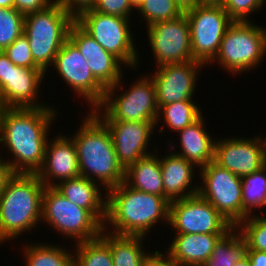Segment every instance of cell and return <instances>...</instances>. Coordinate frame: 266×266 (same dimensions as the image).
<instances>
[{
	"label": "cell",
	"mask_w": 266,
	"mask_h": 266,
	"mask_svg": "<svg viewBox=\"0 0 266 266\" xmlns=\"http://www.w3.org/2000/svg\"><path fill=\"white\" fill-rule=\"evenodd\" d=\"M74 266H113L110 246L101 238L76 243Z\"/></svg>",
	"instance_id": "4dcf8cb0"
},
{
	"label": "cell",
	"mask_w": 266,
	"mask_h": 266,
	"mask_svg": "<svg viewBox=\"0 0 266 266\" xmlns=\"http://www.w3.org/2000/svg\"><path fill=\"white\" fill-rule=\"evenodd\" d=\"M201 3H207V4H220L222 0H200Z\"/></svg>",
	"instance_id": "7dc6e473"
},
{
	"label": "cell",
	"mask_w": 266,
	"mask_h": 266,
	"mask_svg": "<svg viewBox=\"0 0 266 266\" xmlns=\"http://www.w3.org/2000/svg\"><path fill=\"white\" fill-rule=\"evenodd\" d=\"M92 9L100 13L127 19L130 18L132 10H135L130 6L128 0H95V5Z\"/></svg>",
	"instance_id": "8d00e7d4"
},
{
	"label": "cell",
	"mask_w": 266,
	"mask_h": 266,
	"mask_svg": "<svg viewBox=\"0 0 266 266\" xmlns=\"http://www.w3.org/2000/svg\"><path fill=\"white\" fill-rule=\"evenodd\" d=\"M145 266H178L169 260L162 252L156 250Z\"/></svg>",
	"instance_id": "ab89813d"
},
{
	"label": "cell",
	"mask_w": 266,
	"mask_h": 266,
	"mask_svg": "<svg viewBox=\"0 0 266 266\" xmlns=\"http://www.w3.org/2000/svg\"><path fill=\"white\" fill-rule=\"evenodd\" d=\"M237 230V231H236ZM234 227L215 245L211 257L202 266H234L247 256V243Z\"/></svg>",
	"instance_id": "4316f807"
},
{
	"label": "cell",
	"mask_w": 266,
	"mask_h": 266,
	"mask_svg": "<svg viewBox=\"0 0 266 266\" xmlns=\"http://www.w3.org/2000/svg\"><path fill=\"white\" fill-rule=\"evenodd\" d=\"M242 220L252 216L254 208L266 207V165L241 178Z\"/></svg>",
	"instance_id": "f1b7e54d"
},
{
	"label": "cell",
	"mask_w": 266,
	"mask_h": 266,
	"mask_svg": "<svg viewBox=\"0 0 266 266\" xmlns=\"http://www.w3.org/2000/svg\"><path fill=\"white\" fill-rule=\"evenodd\" d=\"M10 165L0 158V192L5 188L6 182L13 176Z\"/></svg>",
	"instance_id": "b9f144b4"
},
{
	"label": "cell",
	"mask_w": 266,
	"mask_h": 266,
	"mask_svg": "<svg viewBox=\"0 0 266 266\" xmlns=\"http://www.w3.org/2000/svg\"><path fill=\"white\" fill-rule=\"evenodd\" d=\"M121 80L114 86L106 88L102 103L91 111L101 121H146L157 123L159 108L152 78L149 76L141 77L135 81L129 90H125V93L115 96V91L118 90Z\"/></svg>",
	"instance_id": "8992f818"
},
{
	"label": "cell",
	"mask_w": 266,
	"mask_h": 266,
	"mask_svg": "<svg viewBox=\"0 0 266 266\" xmlns=\"http://www.w3.org/2000/svg\"><path fill=\"white\" fill-rule=\"evenodd\" d=\"M163 114L167 127L172 131H180L193 124L203 114L200 107L193 101H178L163 105L158 112L157 123Z\"/></svg>",
	"instance_id": "f546056e"
},
{
	"label": "cell",
	"mask_w": 266,
	"mask_h": 266,
	"mask_svg": "<svg viewBox=\"0 0 266 266\" xmlns=\"http://www.w3.org/2000/svg\"><path fill=\"white\" fill-rule=\"evenodd\" d=\"M53 66L73 92L93 106L92 110L102 103L106 88L93 76L88 61L69 39L55 56Z\"/></svg>",
	"instance_id": "9a60e30c"
},
{
	"label": "cell",
	"mask_w": 266,
	"mask_h": 266,
	"mask_svg": "<svg viewBox=\"0 0 266 266\" xmlns=\"http://www.w3.org/2000/svg\"><path fill=\"white\" fill-rule=\"evenodd\" d=\"M226 234H176L164 255L178 266H202Z\"/></svg>",
	"instance_id": "44dd1931"
},
{
	"label": "cell",
	"mask_w": 266,
	"mask_h": 266,
	"mask_svg": "<svg viewBox=\"0 0 266 266\" xmlns=\"http://www.w3.org/2000/svg\"><path fill=\"white\" fill-rule=\"evenodd\" d=\"M109 129L119 163L124 169L151 154L147 146L156 122L102 121Z\"/></svg>",
	"instance_id": "d6986e66"
},
{
	"label": "cell",
	"mask_w": 266,
	"mask_h": 266,
	"mask_svg": "<svg viewBox=\"0 0 266 266\" xmlns=\"http://www.w3.org/2000/svg\"><path fill=\"white\" fill-rule=\"evenodd\" d=\"M124 183L137 191L164 197L159 156L151 153L127 167Z\"/></svg>",
	"instance_id": "d4e9b609"
},
{
	"label": "cell",
	"mask_w": 266,
	"mask_h": 266,
	"mask_svg": "<svg viewBox=\"0 0 266 266\" xmlns=\"http://www.w3.org/2000/svg\"><path fill=\"white\" fill-rule=\"evenodd\" d=\"M52 140L47 142L43 165L36 174L45 187H54L56 179L60 183L80 176L77 149L72 138L57 135Z\"/></svg>",
	"instance_id": "ffe728a7"
},
{
	"label": "cell",
	"mask_w": 266,
	"mask_h": 266,
	"mask_svg": "<svg viewBox=\"0 0 266 266\" xmlns=\"http://www.w3.org/2000/svg\"><path fill=\"white\" fill-rule=\"evenodd\" d=\"M177 7L182 13L193 10L198 5L202 4L200 0H174Z\"/></svg>",
	"instance_id": "7bdbcfd3"
},
{
	"label": "cell",
	"mask_w": 266,
	"mask_h": 266,
	"mask_svg": "<svg viewBox=\"0 0 266 266\" xmlns=\"http://www.w3.org/2000/svg\"><path fill=\"white\" fill-rule=\"evenodd\" d=\"M99 185L96 181L79 176L61 181L54 188L70 202L89 210L104 225L107 215V196L103 197Z\"/></svg>",
	"instance_id": "603a6c76"
},
{
	"label": "cell",
	"mask_w": 266,
	"mask_h": 266,
	"mask_svg": "<svg viewBox=\"0 0 266 266\" xmlns=\"http://www.w3.org/2000/svg\"><path fill=\"white\" fill-rule=\"evenodd\" d=\"M45 74L42 69L14 65L4 51H0V96L5 108L52 107L37 101Z\"/></svg>",
	"instance_id": "4fadbf2b"
},
{
	"label": "cell",
	"mask_w": 266,
	"mask_h": 266,
	"mask_svg": "<svg viewBox=\"0 0 266 266\" xmlns=\"http://www.w3.org/2000/svg\"><path fill=\"white\" fill-rule=\"evenodd\" d=\"M265 0H222L220 5L233 21H249V14L263 6Z\"/></svg>",
	"instance_id": "d590c367"
},
{
	"label": "cell",
	"mask_w": 266,
	"mask_h": 266,
	"mask_svg": "<svg viewBox=\"0 0 266 266\" xmlns=\"http://www.w3.org/2000/svg\"><path fill=\"white\" fill-rule=\"evenodd\" d=\"M41 220L76 243L96 239L104 229L89 210L70 202L54 187H45L43 192Z\"/></svg>",
	"instance_id": "ba28073f"
},
{
	"label": "cell",
	"mask_w": 266,
	"mask_h": 266,
	"mask_svg": "<svg viewBox=\"0 0 266 266\" xmlns=\"http://www.w3.org/2000/svg\"><path fill=\"white\" fill-rule=\"evenodd\" d=\"M0 7L14 8V0H0Z\"/></svg>",
	"instance_id": "ee69618b"
},
{
	"label": "cell",
	"mask_w": 266,
	"mask_h": 266,
	"mask_svg": "<svg viewBox=\"0 0 266 266\" xmlns=\"http://www.w3.org/2000/svg\"><path fill=\"white\" fill-rule=\"evenodd\" d=\"M240 228V229H239ZM238 232L247 243L248 250L266 252V216H248L237 226Z\"/></svg>",
	"instance_id": "d6a6232c"
},
{
	"label": "cell",
	"mask_w": 266,
	"mask_h": 266,
	"mask_svg": "<svg viewBox=\"0 0 266 266\" xmlns=\"http://www.w3.org/2000/svg\"><path fill=\"white\" fill-rule=\"evenodd\" d=\"M75 18L55 0L45 9L25 15L24 35L34 62L46 73L55 56L68 40L70 26Z\"/></svg>",
	"instance_id": "5b68a950"
},
{
	"label": "cell",
	"mask_w": 266,
	"mask_h": 266,
	"mask_svg": "<svg viewBox=\"0 0 266 266\" xmlns=\"http://www.w3.org/2000/svg\"><path fill=\"white\" fill-rule=\"evenodd\" d=\"M185 14L190 26L193 59L210 64L233 20L220 4L202 3Z\"/></svg>",
	"instance_id": "30bf717a"
},
{
	"label": "cell",
	"mask_w": 266,
	"mask_h": 266,
	"mask_svg": "<svg viewBox=\"0 0 266 266\" xmlns=\"http://www.w3.org/2000/svg\"><path fill=\"white\" fill-rule=\"evenodd\" d=\"M88 114L71 137L77 149L80 176L92 181L96 177L100 187L103 185L108 191L124 182L125 169L118 161L107 126L91 109Z\"/></svg>",
	"instance_id": "3957f363"
},
{
	"label": "cell",
	"mask_w": 266,
	"mask_h": 266,
	"mask_svg": "<svg viewBox=\"0 0 266 266\" xmlns=\"http://www.w3.org/2000/svg\"><path fill=\"white\" fill-rule=\"evenodd\" d=\"M56 111L52 107L5 108L0 117V143L14 156L6 161L14 174H37L41 169Z\"/></svg>",
	"instance_id": "6da1fadb"
},
{
	"label": "cell",
	"mask_w": 266,
	"mask_h": 266,
	"mask_svg": "<svg viewBox=\"0 0 266 266\" xmlns=\"http://www.w3.org/2000/svg\"><path fill=\"white\" fill-rule=\"evenodd\" d=\"M129 1V3H130V6L132 7V8H135V10L137 9H139L140 8V6L143 4V2H144V0H128Z\"/></svg>",
	"instance_id": "f6af8a7d"
},
{
	"label": "cell",
	"mask_w": 266,
	"mask_h": 266,
	"mask_svg": "<svg viewBox=\"0 0 266 266\" xmlns=\"http://www.w3.org/2000/svg\"><path fill=\"white\" fill-rule=\"evenodd\" d=\"M200 170L203 184L198 194L236 227L242 221L241 178L214 161Z\"/></svg>",
	"instance_id": "8fae6325"
},
{
	"label": "cell",
	"mask_w": 266,
	"mask_h": 266,
	"mask_svg": "<svg viewBox=\"0 0 266 266\" xmlns=\"http://www.w3.org/2000/svg\"><path fill=\"white\" fill-rule=\"evenodd\" d=\"M25 246L26 266H74L71 250L69 252L63 247L34 242Z\"/></svg>",
	"instance_id": "83f0119b"
},
{
	"label": "cell",
	"mask_w": 266,
	"mask_h": 266,
	"mask_svg": "<svg viewBox=\"0 0 266 266\" xmlns=\"http://www.w3.org/2000/svg\"><path fill=\"white\" fill-rule=\"evenodd\" d=\"M130 19L88 9L81 12L75 22L107 52L127 67H137L139 54L133 41ZM131 30V31H130Z\"/></svg>",
	"instance_id": "9c48e42d"
},
{
	"label": "cell",
	"mask_w": 266,
	"mask_h": 266,
	"mask_svg": "<svg viewBox=\"0 0 266 266\" xmlns=\"http://www.w3.org/2000/svg\"><path fill=\"white\" fill-rule=\"evenodd\" d=\"M169 225L175 234H227L234 228L199 194L170 202Z\"/></svg>",
	"instance_id": "7c38bea8"
},
{
	"label": "cell",
	"mask_w": 266,
	"mask_h": 266,
	"mask_svg": "<svg viewBox=\"0 0 266 266\" xmlns=\"http://www.w3.org/2000/svg\"><path fill=\"white\" fill-rule=\"evenodd\" d=\"M159 160L164 197L169 202L198 194L199 186L195 185L194 188H190L192 180L195 178L194 168L197 166L175 152L167 154Z\"/></svg>",
	"instance_id": "7402d4cb"
},
{
	"label": "cell",
	"mask_w": 266,
	"mask_h": 266,
	"mask_svg": "<svg viewBox=\"0 0 266 266\" xmlns=\"http://www.w3.org/2000/svg\"><path fill=\"white\" fill-rule=\"evenodd\" d=\"M24 20L25 15L15 8L0 7V51L23 34Z\"/></svg>",
	"instance_id": "1f68e13d"
},
{
	"label": "cell",
	"mask_w": 266,
	"mask_h": 266,
	"mask_svg": "<svg viewBox=\"0 0 266 266\" xmlns=\"http://www.w3.org/2000/svg\"><path fill=\"white\" fill-rule=\"evenodd\" d=\"M147 26L153 23L172 20L183 14L174 0H144L138 9Z\"/></svg>",
	"instance_id": "836d02e7"
},
{
	"label": "cell",
	"mask_w": 266,
	"mask_h": 266,
	"mask_svg": "<svg viewBox=\"0 0 266 266\" xmlns=\"http://www.w3.org/2000/svg\"><path fill=\"white\" fill-rule=\"evenodd\" d=\"M234 266H250L248 257H244L240 261L235 262Z\"/></svg>",
	"instance_id": "bcb514c9"
},
{
	"label": "cell",
	"mask_w": 266,
	"mask_h": 266,
	"mask_svg": "<svg viewBox=\"0 0 266 266\" xmlns=\"http://www.w3.org/2000/svg\"><path fill=\"white\" fill-rule=\"evenodd\" d=\"M45 186L36 174H13L0 192V243L35 228Z\"/></svg>",
	"instance_id": "277c9868"
},
{
	"label": "cell",
	"mask_w": 266,
	"mask_h": 266,
	"mask_svg": "<svg viewBox=\"0 0 266 266\" xmlns=\"http://www.w3.org/2000/svg\"><path fill=\"white\" fill-rule=\"evenodd\" d=\"M203 66L197 60L157 66L158 70L151 78L155 85L158 108L173 102L192 101L198 69Z\"/></svg>",
	"instance_id": "e0dca14e"
},
{
	"label": "cell",
	"mask_w": 266,
	"mask_h": 266,
	"mask_svg": "<svg viewBox=\"0 0 266 266\" xmlns=\"http://www.w3.org/2000/svg\"><path fill=\"white\" fill-rule=\"evenodd\" d=\"M52 0H14V8L23 15L45 9Z\"/></svg>",
	"instance_id": "f35d334b"
},
{
	"label": "cell",
	"mask_w": 266,
	"mask_h": 266,
	"mask_svg": "<svg viewBox=\"0 0 266 266\" xmlns=\"http://www.w3.org/2000/svg\"><path fill=\"white\" fill-rule=\"evenodd\" d=\"M105 194L107 215L104 229L111 225L113 231L110 233L146 237L158 221L169 224L170 202L163 196L137 191L124 182Z\"/></svg>",
	"instance_id": "7a4b0ae2"
},
{
	"label": "cell",
	"mask_w": 266,
	"mask_h": 266,
	"mask_svg": "<svg viewBox=\"0 0 266 266\" xmlns=\"http://www.w3.org/2000/svg\"><path fill=\"white\" fill-rule=\"evenodd\" d=\"M204 124V117L201 116L193 124L178 131L181 152H176L200 169L214 161L215 151V141L207 133Z\"/></svg>",
	"instance_id": "cb8c5ba5"
},
{
	"label": "cell",
	"mask_w": 266,
	"mask_h": 266,
	"mask_svg": "<svg viewBox=\"0 0 266 266\" xmlns=\"http://www.w3.org/2000/svg\"><path fill=\"white\" fill-rule=\"evenodd\" d=\"M100 237L110 246L113 266H145L153 255L143 250L144 236L118 235L103 229Z\"/></svg>",
	"instance_id": "484cf974"
},
{
	"label": "cell",
	"mask_w": 266,
	"mask_h": 266,
	"mask_svg": "<svg viewBox=\"0 0 266 266\" xmlns=\"http://www.w3.org/2000/svg\"><path fill=\"white\" fill-rule=\"evenodd\" d=\"M156 66L192 61L190 26L187 15L147 26Z\"/></svg>",
	"instance_id": "5bb4252c"
},
{
	"label": "cell",
	"mask_w": 266,
	"mask_h": 266,
	"mask_svg": "<svg viewBox=\"0 0 266 266\" xmlns=\"http://www.w3.org/2000/svg\"><path fill=\"white\" fill-rule=\"evenodd\" d=\"M3 51L16 66L41 69L32 58L29 40L24 33Z\"/></svg>",
	"instance_id": "e575fe53"
},
{
	"label": "cell",
	"mask_w": 266,
	"mask_h": 266,
	"mask_svg": "<svg viewBox=\"0 0 266 266\" xmlns=\"http://www.w3.org/2000/svg\"><path fill=\"white\" fill-rule=\"evenodd\" d=\"M66 12L76 18L81 12L92 9L95 0H55Z\"/></svg>",
	"instance_id": "74e56055"
},
{
	"label": "cell",
	"mask_w": 266,
	"mask_h": 266,
	"mask_svg": "<svg viewBox=\"0 0 266 266\" xmlns=\"http://www.w3.org/2000/svg\"><path fill=\"white\" fill-rule=\"evenodd\" d=\"M5 110V106L2 102L1 96H0V117L3 114V111Z\"/></svg>",
	"instance_id": "c3c4849f"
},
{
	"label": "cell",
	"mask_w": 266,
	"mask_h": 266,
	"mask_svg": "<svg viewBox=\"0 0 266 266\" xmlns=\"http://www.w3.org/2000/svg\"><path fill=\"white\" fill-rule=\"evenodd\" d=\"M224 139L215 140L214 162L220 167L242 178L266 165V137Z\"/></svg>",
	"instance_id": "2e32d148"
},
{
	"label": "cell",
	"mask_w": 266,
	"mask_h": 266,
	"mask_svg": "<svg viewBox=\"0 0 266 266\" xmlns=\"http://www.w3.org/2000/svg\"><path fill=\"white\" fill-rule=\"evenodd\" d=\"M250 266H266V252L258 250H247Z\"/></svg>",
	"instance_id": "60d3db41"
},
{
	"label": "cell",
	"mask_w": 266,
	"mask_h": 266,
	"mask_svg": "<svg viewBox=\"0 0 266 266\" xmlns=\"http://www.w3.org/2000/svg\"><path fill=\"white\" fill-rule=\"evenodd\" d=\"M68 39L88 61L93 76L105 87L114 86L123 77V64L117 57L107 52L94 38L76 22L69 29Z\"/></svg>",
	"instance_id": "ac0fdd59"
},
{
	"label": "cell",
	"mask_w": 266,
	"mask_h": 266,
	"mask_svg": "<svg viewBox=\"0 0 266 266\" xmlns=\"http://www.w3.org/2000/svg\"><path fill=\"white\" fill-rule=\"evenodd\" d=\"M266 53V30L250 21H233L222 38L215 58L232 74L247 72L259 65Z\"/></svg>",
	"instance_id": "52a82bcc"
}]
</instances>
